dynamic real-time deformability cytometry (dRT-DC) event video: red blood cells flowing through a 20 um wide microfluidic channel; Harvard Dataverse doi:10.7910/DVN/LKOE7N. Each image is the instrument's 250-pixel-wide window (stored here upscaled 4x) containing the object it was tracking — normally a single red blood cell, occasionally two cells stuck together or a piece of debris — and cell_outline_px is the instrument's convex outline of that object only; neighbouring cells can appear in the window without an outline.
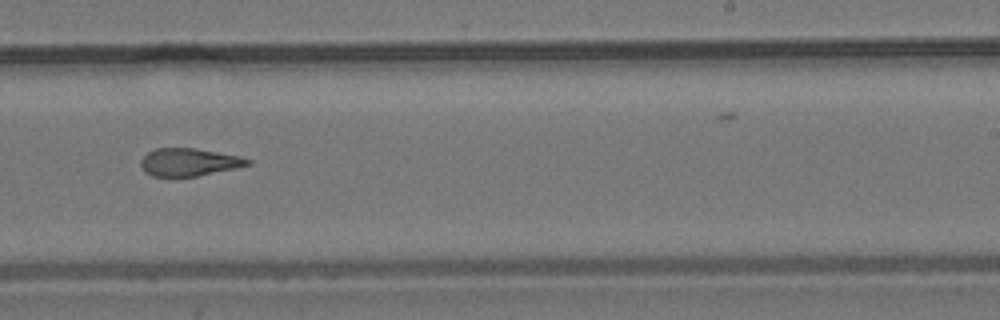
{"species": "common noctule bat (a hibernating species)", "species_latin": "Nyctalus noctula", "temperature_condition": "room temperature", "stored_images_in_passage": 16, "camera_frame_rate_fps": 3000, "um_per_image_px": 0.085, "animal": {"sex": "male", "body_mass_g": 19.2, "forearm_length_mm": 51.8}, "frame": {"image": 1, "passage_image": 10, "time_ms": 11.667, "image_size_px": [1000, 320], "cell_outline_px": [[252, 164], [236, 168], [196, 176], [152, 176], [144, 172], [140, 164], [140, 160], [148, 152], [156, 148], [196, 148], [240, 156], [252, 160]], "centroid_in_image_um": [16.07, 13.77], "position_along_channel_um": 272.9, "area_um2": 17.28}}
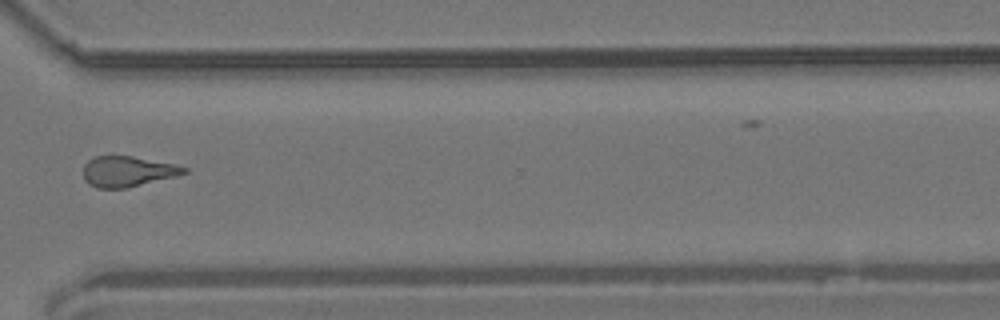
{"frame": {"image": 2, "passage_image": 12, "time_ms": 14.0, "image_size_px": [1000, 320], "cell_outline_px": [[188, 172], [176, 176], [128, 188], [96, 188], [88, 184], [84, 180], [84, 164], [88, 160], [96, 156], [132, 156], [176, 164], [188, 168]], "centroid_in_image_um": [10.85, 14.58], "position_along_channel_um": 359.8, "area_um2": 18.03}}
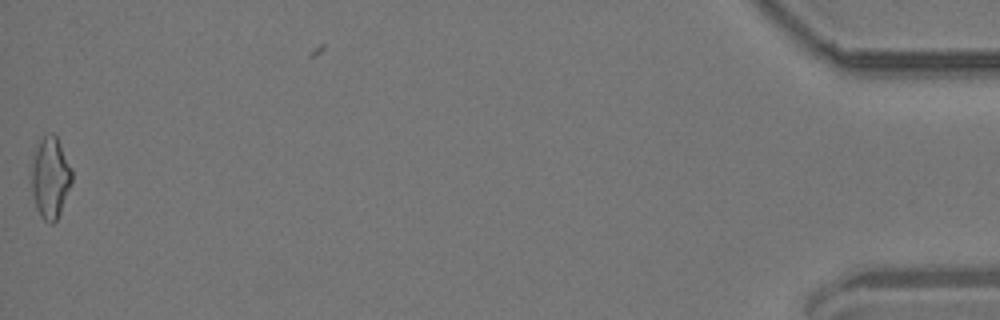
{"frame": {"image": 3, "passage_image": 16, "time_ms": 18.667, "image_size_px": [1000, 320], "cell_outline_px": [[72, 184], [60, 212], [56, 220], [52, 224], [48, 224], [40, 216], [36, 208], [32, 188], [32, 156], [44, 132], [52, 132], [56, 136], [72, 168]], "centroid_in_image_um": [4.28, 15.08], "position_along_channel_um": 430.9, "area_um2": 19.31}, "authors_computed_cell_mechanics": {"area_um2": 18.6983, "velocity_mm_per_s": 3.7074, "shape_relaxation_time_tau1_ms": null, "shape_relaxation_time_tau2_ms": 4.1603, "deformation_change_tau1": null, "deformation_change_tau2": 0.1232}}